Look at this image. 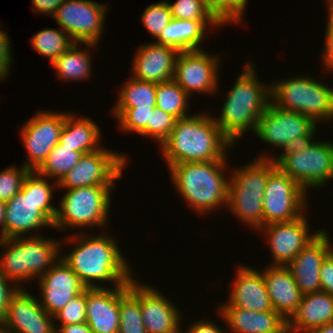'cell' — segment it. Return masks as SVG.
Returning <instances> with one entry per match:
<instances>
[{
    "label": "cell",
    "instance_id": "cell-1",
    "mask_svg": "<svg viewBox=\"0 0 333 333\" xmlns=\"http://www.w3.org/2000/svg\"><path fill=\"white\" fill-rule=\"evenodd\" d=\"M64 242L73 243L75 247L61 259L86 288H103L106 282L119 287L128 284L135 276L114 237L101 232L93 235L80 231L62 240V246Z\"/></svg>",
    "mask_w": 333,
    "mask_h": 333
},
{
    "label": "cell",
    "instance_id": "cell-2",
    "mask_svg": "<svg viewBox=\"0 0 333 333\" xmlns=\"http://www.w3.org/2000/svg\"><path fill=\"white\" fill-rule=\"evenodd\" d=\"M234 144L222 133L214 116L199 112L176 120L160 146L168 168L177 163L219 161Z\"/></svg>",
    "mask_w": 333,
    "mask_h": 333
},
{
    "label": "cell",
    "instance_id": "cell-3",
    "mask_svg": "<svg viewBox=\"0 0 333 333\" xmlns=\"http://www.w3.org/2000/svg\"><path fill=\"white\" fill-rule=\"evenodd\" d=\"M253 62L246 63L231 90L225 93L219 116H214L216 124L234 147L248 130L255 134L258 120L271 102V84L260 81Z\"/></svg>",
    "mask_w": 333,
    "mask_h": 333
},
{
    "label": "cell",
    "instance_id": "cell-4",
    "mask_svg": "<svg viewBox=\"0 0 333 333\" xmlns=\"http://www.w3.org/2000/svg\"><path fill=\"white\" fill-rule=\"evenodd\" d=\"M47 179L30 170L21 191L6 202L5 238L27 236L29 232L30 236L39 235L40 228H53L58 207L51 201L58 182L49 183Z\"/></svg>",
    "mask_w": 333,
    "mask_h": 333
},
{
    "label": "cell",
    "instance_id": "cell-5",
    "mask_svg": "<svg viewBox=\"0 0 333 333\" xmlns=\"http://www.w3.org/2000/svg\"><path fill=\"white\" fill-rule=\"evenodd\" d=\"M228 164L227 159L186 162L171 165L168 170L174 189L187 205L197 214L207 215L223 205L227 208L230 176L225 171L227 173Z\"/></svg>",
    "mask_w": 333,
    "mask_h": 333
},
{
    "label": "cell",
    "instance_id": "cell-6",
    "mask_svg": "<svg viewBox=\"0 0 333 333\" xmlns=\"http://www.w3.org/2000/svg\"><path fill=\"white\" fill-rule=\"evenodd\" d=\"M61 247V240L42 234L0 239V273L22 288L61 259Z\"/></svg>",
    "mask_w": 333,
    "mask_h": 333
},
{
    "label": "cell",
    "instance_id": "cell-7",
    "mask_svg": "<svg viewBox=\"0 0 333 333\" xmlns=\"http://www.w3.org/2000/svg\"><path fill=\"white\" fill-rule=\"evenodd\" d=\"M231 172L227 209L255 231L263 227V199L269 173L277 166L274 159L255 158Z\"/></svg>",
    "mask_w": 333,
    "mask_h": 333
},
{
    "label": "cell",
    "instance_id": "cell-8",
    "mask_svg": "<svg viewBox=\"0 0 333 333\" xmlns=\"http://www.w3.org/2000/svg\"><path fill=\"white\" fill-rule=\"evenodd\" d=\"M310 141L286 149L277 156L262 154L258 159H274L277 166L288 174L307 193L320 189L333 180V142Z\"/></svg>",
    "mask_w": 333,
    "mask_h": 333
},
{
    "label": "cell",
    "instance_id": "cell-9",
    "mask_svg": "<svg viewBox=\"0 0 333 333\" xmlns=\"http://www.w3.org/2000/svg\"><path fill=\"white\" fill-rule=\"evenodd\" d=\"M272 82L271 102L278 108L302 113L316 124L333 121L332 86L305 74Z\"/></svg>",
    "mask_w": 333,
    "mask_h": 333
},
{
    "label": "cell",
    "instance_id": "cell-10",
    "mask_svg": "<svg viewBox=\"0 0 333 333\" xmlns=\"http://www.w3.org/2000/svg\"><path fill=\"white\" fill-rule=\"evenodd\" d=\"M113 188L85 186L65 190L59 201L53 229L66 232L70 228H79V231L83 228L82 232H87V227L108 228Z\"/></svg>",
    "mask_w": 333,
    "mask_h": 333
},
{
    "label": "cell",
    "instance_id": "cell-11",
    "mask_svg": "<svg viewBox=\"0 0 333 333\" xmlns=\"http://www.w3.org/2000/svg\"><path fill=\"white\" fill-rule=\"evenodd\" d=\"M317 124L297 111L280 109L272 102L258 120L255 135L262 143L286 149L310 141L316 137Z\"/></svg>",
    "mask_w": 333,
    "mask_h": 333
},
{
    "label": "cell",
    "instance_id": "cell-12",
    "mask_svg": "<svg viewBox=\"0 0 333 333\" xmlns=\"http://www.w3.org/2000/svg\"><path fill=\"white\" fill-rule=\"evenodd\" d=\"M103 147L83 154L78 163L58 182V189L68 190L85 186H114L122 179L128 155ZM128 160V161H127Z\"/></svg>",
    "mask_w": 333,
    "mask_h": 333
},
{
    "label": "cell",
    "instance_id": "cell-13",
    "mask_svg": "<svg viewBox=\"0 0 333 333\" xmlns=\"http://www.w3.org/2000/svg\"><path fill=\"white\" fill-rule=\"evenodd\" d=\"M309 193L276 166L268 175L263 199V226L288 222L308 209Z\"/></svg>",
    "mask_w": 333,
    "mask_h": 333
},
{
    "label": "cell",
    "instance_id": "cell-14",
    "mask_svg": "<svg viewBox=\"0 0 333 333\" xmlns=\"http://www.w3.org/2000/svg\"><path fill=\"white\" fill-rule=\"evenodd\" d=\"M107 9L105 4L93 0H65L52 18L75 43L99 45Z\"/></svg>",
    "mask_w": 333,
    "mask_h": 333
},
{
    "label": "cell",
    "instance_id": "cell-15",
    "mask_svg": "<svg viewBox=\"0 0 333 333\" xmlns=\"http://www.w3.org/2000/svg\"><path fill=\"white\" fill-rule=\"evenodd\" d=\"M220 55L206 50L179 51L175 60L173 80L189 95L218 94ZM218 89V90H217Z\"/></svg>",
    "mask_w": 333,
    "mask_h": 333
},
{
    "label": "cell",
    "instance_id": "cell-16",
    "mask_svg": "<svg viewBox=\"0 0 333 333\" xmlns=\"http://www.w3.org/2000/svg\"><path fill=\"white\" fill-rule=\"evenodd\" d=\"M64 126V111L38 110L20 128V137L27 151L23 166L37 170L47 158L49 152L59 142Z\"/></svg>",
    "mask_w": 333,
    "mask_h": 333
},
{
    "label": "cell",
    "instance_id": "cell-17",
    "mask_svg": "<svg viewBox=\"0 0 333 333\" xmlns=\"http://www.w3.org/2000/svg\"><path fill=\"white\" fill-rule=\"evenodd\" d=\"M306 215L307 212L292 221L270 223L258 230L270 245L272 264L269 266H287L322 230L310 233Z\"/></svg>",
    "mask_w": 333,
    "mask_h": 333
},
{
    "label": "cell",
    "instance_id": "cell-18",
    "mask_svg": "<svg viewBox=\"0 0 333 333\" xmlns=\"http://www.w3.org/2000/svg\"><path fill=\"white\" fill-rule=\"evenodd\" d=\"M24 287L11 298L0 323V333H55L54 316Z\"/></svg>",
    "mask_w": 333,
    "mask_h": 333
},
{
    "label": "cell",
    "instance_id": "cell-19",
    "mask_svg": "<svg viewBox=\"0 0 333 333\" xmlns=\"http://www.w3.org/2000/svg\"><path fill=\"white\" fill-rule=\"evenodd\" d=\"M140 282L134 277L129 282V291L140 301L141 316L147 333H165L175 329L184 319L181 309L158 288Z\"/></svg>",
    "mask_w": 333,
    "mask_h": 333
},
{
    "label": "cell",
    "instance_id": "cell-20",
    "mask_svg": "<svg viewBox=\"0 0 333 333\" xmlns=\"http://www.w3.org/2000/svg\"><path fill=\"white\" fill-rule=\"evenodd\" d=\"M40 305L54 316L72 298L86 289L79 277L60 259L37 280Z\"/></svg>",
    "mask_w": 333,
    "mask_h": 333
},
{
    "label": "cell",
    "instance_id": "cell-21",
    "mask_svg": "<svg viewBox=\"0 0 333 333\" xmlns=\"http://www.w3.org/2000/svg\"><path fill=\"white\" fill-rule=\"evenodd\" d=\"M327 230L308 243L287 265L301 293L321 291L320 270L325 257L333 250Z\"/></svg>",
    "mask_w": 333,
    "mask_h": 333
},
{
    "label": "cell",
    "instance_id": "cell-22",
    "mask_svg": "<svg viewBox=\"0 0 333 333\" xmlns=\"http://www.w3.org/2000/svg\"><path fill=\"white\" fill-rule=\"evenodd\" d=\"M179 51L169 45L148 42L136 48L131 76L137 80L160 84L173 80Z\"/></svg>",
    "mask_w": 333,
    "mask_h": 333
},
{
    "label": "cell",
    "instance_id": "cell-23",
    "mask_svg": "<svg viewBox=\"0 0 333 333\" xmlns=\"http://www.w3.org/2000/svg\"><path fill=\"white\" fill-rule=\"evenodd\" d=\"M236 268L228 301L220 303L219 307H239L256 312L272 310L262 272L248 265Z\"/></svg>",
    "mask_w": 333,
    "mask_h": 333
},
{
    "label": "cell",
    "instance_id": "cell-24",
    "mask_svg": "<svg viewBox=\"0 0 333 333\" xmlns=\"http://www.w3.org/2000/svg\"><path fill=\"white\" fill-rule=\"evenodd\" d=\"M119 287L86 288V323L94 333H118Z\"/></svg>",
    "mask_w": 333,
    "mask_h": 333
},
{
    "label": "cell",
    "instance_id": "cell-25",
    "mask_svg": "<svg viewBox=\"0 0 333 333\" xmlns=\"http://www.w3.org/2000/svg\"><path fill=\"white\" fill-rule=\"evenodd\" d=\"M217 309L229 333H288L287 321L273 309L259 312L239 307Z\"/></svg>",
    "mask_w": 333,
    "mask_h": 333
},
{
    "label": "cell",
    "instance_id": "cell-26",
    "mask_svg": "<svg viewBox=\"0 0 333 333\" xmlns=\"http://www.w3.org/2000/svg\"><path fill=\"white\" fill-rule=\"evenodd\" d=\"M271 305L286 321L297 310L303 294L287 266H267L262 271Z\"/></svg>",
    "mask_w": 333,
    "mask_h": 333
},
{
    "label": "cell",
    "instance_id": "cell-27",
    "mask_svg": "<svg viewBox=\"0 0 333 333\" xmlns=\"http://www.w3.org/2000/svg\"><path fill=\"white\" fill-rule=\"evenodd\" d=\"M333 323V296L319 291L304 294L299 306L287 321L288 333H312L316 328Z\"/></svg>",
    "mask_w": 333,
    "mask_h": 333
},
{
    "label": "cell",
    "instance_id": "cell-28",
    "mask_svg": "<svg viewBox=\"0 0 333 333\" xmlns=\"http://www.w3.org/2000/svg\"><path fill=\"white\" fill-rule=\"evenodd\" d=\"M101 128L93 119L77 116L76 113L64 112V126L60 134L59 144L72 148L82 154L103 148L100 145Z\"/></svg>",
    "mask_w": 333,
    "mask_h": 333
},
{
    "label": "cell",
    "instance_id": "cell-29",
    "mask_svg": "<svg viewBox=\"0 0 333 333\" xmlns=\"http://www.w3.org/2000/svg\"><path fill=\"white\" fill-rule=\"evenodd\" d=\"M220 21H195L171 19L156 39V43L169 45L178 51L200 50L209 28L222 27ZM208 28V29H207Z\"/></svg>",
    "mask_w": 333,
    "mask_h": 333
},
{
    "label": "cell",
    "instance_id": "cell-30",
    "mask_svg": "<svg viewBox=\"0 0 333 333\" xmlns=\"http://www.w3.org/2000/svg\"><path fill=\"white\" fill-rule=\"evenodd\" d=\"M79 43L72 45L67 51H65L60 57H58L53 63L57 78L63 81H81L89 80L92 74V57L89 50H94L98 47L97 44L86 43L83 50L79 47ZM97 45V46H96ZM94 48V49H93ZM91 60V61H90Z\"/></svg>",
    "mask_w": 333,
    "mask_h": 333
},
{
    "label": "cell",
    "instance_id": "cell-31",
    "mask_svg": "<svg viewBox=\"0 0 333 333\" xmlns=\"http://www.w3.org/2000/svg\"><path fill=\"white\" fill-rule=\"evenodd\" d=\"M157 84L130 77L119 90L114 108H155Z\"/></svg>",
    "mask_w": 333,
    "mask_h": 333
},
{
    "label": "cell",
    "instance_id": "cell-32",
    "mask_svg": "<svg viewBox=\"0 0 333 333\" xmlns=\"http://www.w3.org/2000/svg\"><path fill=\"white\" fill-rule=\"evenodd\" d=\"M29 42L34 51L48 58L50 64L75 44L64 30L55 28H45L35 33Z\"/></svg>",
    "mask_w": 333,
    "mask_h": 333
},
{
    "label": "cell",
    "instance_id": "cell-33",
    "mask_svg": "<svg viewBox=\"0 0 333 333\" xmlns=\"http://www.w3.org/2000/svg\"><path fill=\"white\" fill-rule=\"evenodd\" d=\"M189 98L190 96L174 80L157 84L156 107L177 120L191 115L188 114Z\"/></svg>",
    "mask_w": 333,
    "mask_h": 333
},
{
    "label": "cell",
    "instance_id": "cell-34",
    "mask_svg": "<svg viewBox=\"0 0 333 333\" xmlns=\"http://www.w3.org/2000/svg\"><path fill=\"white\" fill-rule=\"evenodd\" d=\"M119 318L118 333H147L140 301L129 291V283L119 286Z\"/></svg>",
    "mask_w": 333,
    "mask_h": 333
},
{
    "label": "cell",
    "instance_id": "cell-35",
    "mask_svg": "<svg viewBox=\"0 0 333 333\" xmlns=\"http://www.w3.org/2000/svg\"><path fill=\"white\" fill-rule=\"evenodd\" d=\"M83 154L57 143L36 170L40 175L59 182L79 161Z\"/></svg>",
    "mask_w": 333,
    "mask_h": 333
},
{
    "label": "cell",
    "instance_id": "cell-36",
    "mask_svg": "<svg viewBox=\"0 0 333 333\" xmlns=\"http://www.w3.org/2000/svg\"><path fill=\"white\" fill-rule=\"evenodd\" d=\"M154 108H112L111 115L118 120V128L125 133L150 138V118Z\"/></svg>",
    "mask_w": 333,
    "mask_h": 333
},
{
    "label": "cell",
    "instance_id": "cell-37",
    "mask_svg": "<svg viewBox=\"0 0 333 333\" xmlns=\"http://www.w3.org/2000/svg\"><path fill=\"white\" fill-rule=\"evenodd\" d=\"M208 9L223 24H239L244 22V12L248 0H204Z\"/></svg>",
    "mask_w": 333,
    "mask_h": 333
},
{
    "label": "cell",
    "instance_id": "cell-38",
    "mask_svg": "<svg viewBox=\"0 0 333 333\" xmlns=\"http://www.w3.org/2000/svg\"><path fill=\"white\" fill-rule=\"evenodd\" d=\"M168 4L173 19L219 21L208 9L204 0H176Z\"/></svg>",
    "mask_w": 333,
    "mask_h": 333
},
{
    "label": "cell",
    "instance_id": "cell-39",
    "mask_svg": "<svg viewBox=\"0 0 333 333\" xmlns=\"http://www.w3.org/2000/svg\"><path fill=\"white\" fill-rule=\"evenodd\" d=\"M171 19V10L166 0L148 5L141 15L142 23L153 40L160 36Z\"/></svg>",
    "mask_w": 333,
    "mask_h": 333
},
{
    "label": "cell",
    "instance_id": "cell-40",
    "mask_svg": "<svg viewBox=\"0 0 333 333\" xmlns=\"http://www.w3.org/2000/svg\"><path fill=\"white\" fill-rule=\"evenodd\" d=\"M30 170L25 166H10L0 171V200L7 202L21 191L23 181Z\"/></svg>",
    "mask_w": 333,
    "mask_h": 333
},
{
    "label": "cell",
    "instance_id": "cell-41",
    "mask_svg": "<svg viewBox=\"0 0 333 333\" xmlns=\"http://www.w3.org/2000/svg\"><path fill=\"white\" fill-rule=\"evenodd\" d=\"M54 321H56L55 325H69L86 322V289L72 298L61 310H59L54 315Z\"/></svg>",
    "mask_w": 333,
    "mask_h": 333
},
{
    "label": "cell",
    "instance_id": "cell-42",
    "mask_svg": "<svg viewBox=\"0 0 333 333\" xmlns=\"http://www.w3.org/2000/svg\"><path fill=\"white\" fill-rule=\"evenodd\" d=\"M176 118L162 109L155 107L150 118V138L154 140L159 147L169 137L175 126ZM157 141V142H156Z\"/></svg>",
    "mask_w": 333,
    "mask_h": 333
},
{
    "label": "cell",
    "instance_id": "cell-43",
    "mask_svg": "<svg viewBox=\"0 0 333 333\" xmlns=\"http://www.w3.org/2000/svg\"><path fill=\"white\" fill-rule=\"evenodd\" d=\"M11 41L8 32L0 28V82L6 80L12 69L13 56L11 55Z\"/></svg>",
    "mask_w": 333,
    "mask_h": 333
},
{
    "label": "cell",
    "instance_id": "cell-44",
    "mask_svg": "<svg viewBox=\"0 0 333 333\" xmlns=\"http://www.w3.org/2000/svg\"><path fill=\"white\" fill-rule=\"evenodd\" d=\"M327 22L325 30V43L322 53V59L324 63V71H330L333 69V11H327Z\"/></svg>",
    "mask_w": 333,
    "mask_h": 333
},
{
    "label": "cell",
    "instance_id": "cell-45",
    "mask_svg": "<svg viewBox=\"0 0 333 333\" xmlns=\"http://www.w3.org/2000/svg\"><path fill=\"white\" fill-rule=\"evenodd\" d=\"M13 284V285H12ZM19 287L0 273V323L3 320L11 298Z\"/></svg>",
    "mask_w": 333,
    "mask_h": 333
},
{
    "label": "cell",
    "instance_id": "cell-46",
    "mask_svg": "<svg viewBox=\"0 0 333 333\" xmlns=\"http://www.w3.org/2000/svg\"><path fill=\"white\" fill-rule=\"evenodd\" d=\"M321 291L333 296V250L325 257L320 270Z\"/></svg>",
    "mask_w": 333,
    "mask_h": 333
},
{
    "label": "cell",
    "instance_id": "cell-47",
    "mask_svg": "<svg viewBox=\"0 0 333 333\" xmlns=\"http://www.w3.org/2000/svg\"><path fill=\"white\" fill-rule=\"evenodd\" d=\"M191 325L187 328V333H229V331L226 329H222L221 326H218L215 324L213 320H207L201 319L195 322L190 323ZM225 331V332H224Z\"/></svg>",
    "mask_w": 333,
    "mask_h": 333
},
{
    "label": "cell",
    "instance_id": "cell-48",
    "mask_svg": "<svg viewBox=\"0 0 333 333\" xmlns=\"http://www.w3.org/2000/svg\"><path fill=\"white\" fill-rule=\"evenodd\" d=\"M65 0H32V10L53 17L58 7Z\"/></svg>",
    "mask_w": 333,
    "mask_h": 333
},
{
    "label": "cell",
    "instance_id": "cell-49",
    "mask_svg": "<svg viewBox=\"0 0 333 333\" xmlns=\"http://www.w3.org/2000/svg\"><path fill=\"white\" fill-rule=\"evenodd\" d=\"M55 333H94L86 322L69 325H55Z\"/></svg>",
    "mask_w": 333,
    "mask_h": 333
},
{
    "label": "cell",
    "instance_id": "cell-50",
    "mask_svg": "<svg viewBox=\"0 0 333 333\" xmlns=\"http://www.w3.org/2000/svg\"><path fill=\"white\" fill-rule=\"evenodd\" d=\"M6 202L0 200V239L5 238V213H6Z\"/></svg>",
    "mask_w": 333,
    "mask_h": 333
},
{
    "label": "cell",
    "instance_id": "cell-51",
    "mask_svg": "<svg viewBox=\"0 0 333 333\" xmlns=\"http://www.w3.org/2000/svg\"><path fill=\"white\" fill-rule=\"evenodd\" d=\"M312 333H333V323L316 328Z\"/></svg>",
    "mask_w": 333,
    "mask_h": 333
},
{
    "label": "cell",
    "instance_id": "cell-52",
    "mask_svg": "<svg viewBox=\"0 0 333 333\" xmlns=\"http://www.w3.org/2000/svg\"><path fill=\"white\" fill-rule=\"evenodd\" d=\"M181 324L182 322L173 330L165 332V333H187L185 330H181Z\"/></svg>",
    "mask_w": 333,
    "mask_h": 333
},
{
    "label": "cell",
    "instance_id": "cell-53",
    "mask_svg": "<svg viewBox=\"0 0 333 333\" xmlns=\"http://www.w3.org/2000/svg\"><path fill=\"white\" fill-rule=\"evenodd\" d=\"M326 9L327 11H333V0H326Z\"/></svg>",
    "mask_w": 333,
    "mask_h": 333
}]
</instances>
